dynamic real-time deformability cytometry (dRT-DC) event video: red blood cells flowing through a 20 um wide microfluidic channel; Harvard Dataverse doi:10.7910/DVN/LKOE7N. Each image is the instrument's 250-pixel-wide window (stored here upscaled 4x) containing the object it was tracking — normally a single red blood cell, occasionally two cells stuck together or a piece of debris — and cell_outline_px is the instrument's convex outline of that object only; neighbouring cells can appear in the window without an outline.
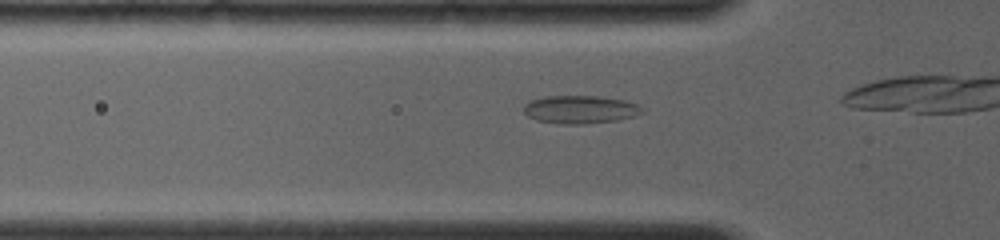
{"species": "common noctule bat (a hibernating species)", "species_latin": "Nyctalus noctula", "temperature_condition": "room temperature", "stored_images_in_passage": 27, "camera_frame_rate_fps": 4000, "um_per_image_px": 0.085, "animal": {"sex": "female", "body_mass_g": 19.0, "forearm_length_mm": 56.7}, "frame": {"image": 1, "passage_image": 4, "time_ms": 1.0, "image_size_px": [1000, 240], "cell_outline_px": [[644, 112], [632, 116], [616, 120], [584, 124], [560, 124], [536, 120], [528, 116], [524, 112], [524, 104], [528, 100], [544, 96], [596, 96], [624, 100], [636, 104], [644, 108]], "centroid_in_image_um": [49.27, 9.3], "position_along_channel_um": 76.5, "area_um2": 19.36}}
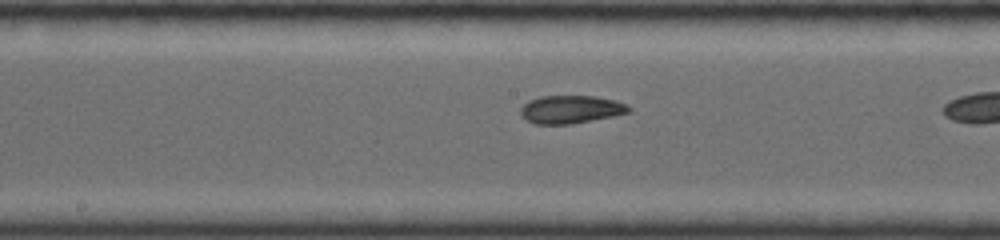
{"frame": {"image": 2, "passage_image": 13, "time_ms": 4.0, "image_size_px": [1000, 240], "cell_outline_px": [[632, 108], [628, 112], [612, 116], [572, 124], [536, 124], [528, 120], [520, 112], [520, 108], [528, 100], [540, 96], [596, 96], [616, 100]], "centroid_in_image_um": [48.51, 9.29], "position_along_channel_um": 199.7, "area_um2": 17.51}}
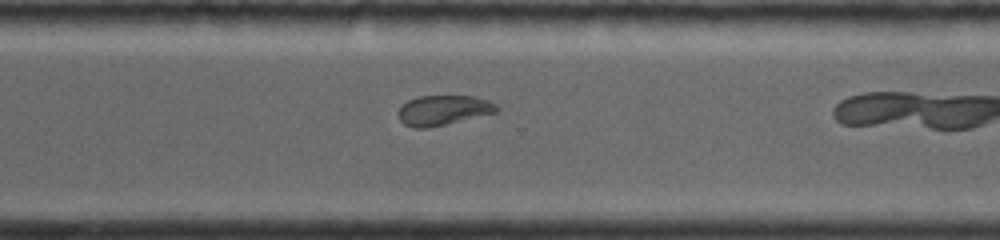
{"frame": {"image": 3, "passage_image": 21, "time_ms": 7.25, "image_size_px": [1000, 240], "cell_outline_px": [[500, 108], [496, 112], [428, 128], [412, 128], [404, 124], [400, 120], [400, 108], [408, 100], [420, 96], [472, 96], [488, 100], [496, 104]], "centroid_in_image_um": [37.69, 9.37], "position_along_channel_um": 332.9, "area_um2": 16.88}, "authors_computed_cell_mechanics": {"area_um2": 18.0914, "velocity_mm_per_s": 4.0996, "shape_relaxation_time_tau1_ms": null, "shape_relaxation_time_tau2_ms": 1.303, "deformation_change_tau1": null, "deformation_change_tau2": 0.0653}}